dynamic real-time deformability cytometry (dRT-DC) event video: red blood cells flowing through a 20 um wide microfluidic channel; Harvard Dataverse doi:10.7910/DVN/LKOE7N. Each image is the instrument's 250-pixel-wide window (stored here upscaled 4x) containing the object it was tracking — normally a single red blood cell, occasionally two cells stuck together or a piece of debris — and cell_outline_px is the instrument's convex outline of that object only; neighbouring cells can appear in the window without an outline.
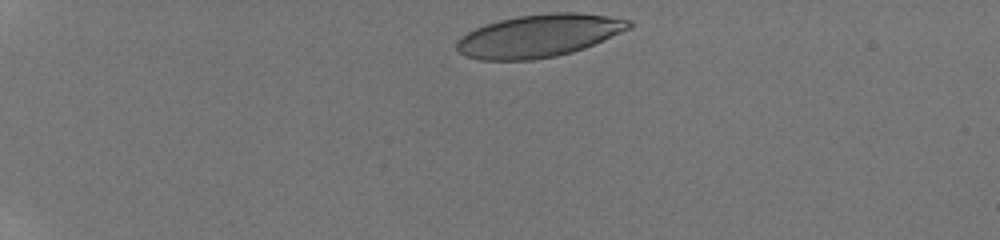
{"species": "human", "species_latin": "Homo sapiens", "temperature_condition": "room temperature", "stored_images_in_passage": 25, "camera_frame_rate_fps": 3000, "um_per_image_px": 0.085, "donor": {"sex": "male"}, "frame": {"image": 1, "passage_image": 1, "time_ms": 0.0, "image_size_px": [1000, 240], "cell_outline_px": [[636, 24], [632, 28], [584, 48], [572, 52], [556, 56], [532, 60], [480, 60], [464, 56], [456, 48], [456, 44], [460, 36], [476, 28], [500, 20], [520, 16], [552, 12], [580, 12], [608, 16], [632, 20]], "centroid_in_image_um": [45.85, 3.04], "position_along_channel_um": 39.1, "area_um2": 42.95}}
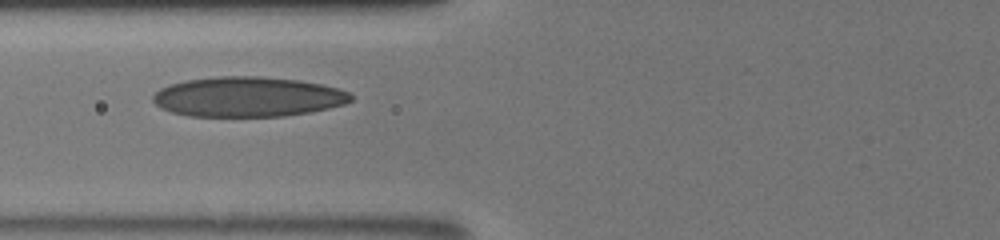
{"frame": {"image": 2, "passage_image": 12, "time_ms": 3.667, "image_size_px": [1000, 240], "cell_outline_px": [[352, 100], [344, 104], [312, 112], [284, 116], [188, 116], [172, 112], [160, 108], [152, 100], [152, 96], [160, 88], [172, 84], [188, 80], [216, 76], [260, 76], [300, 80], [340, 88], [348, 92], [352, 96]], "centroid_in_image_um": [21.07, 8.23], "position_along_channel_um": 104.7, "area_um2": 46.18}}
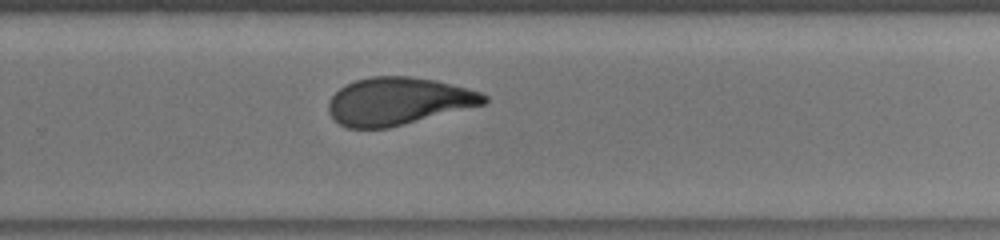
{"frame": {"image": 3, "passage_image": 25, "time_ms": 8.333, "image_size_px": [1000, 240], "cell_outline_px": [[488, 100], [484, 104], [388, 128], [348, 128], [332, 120], [328, 112], [328, 100], [340, 88], [356, 80], [372, 76], [408, 76], [436, 80], [480, 92], [488, 96]], "centroid_in_image_um": [33.81, 8.6], "position_along_channel_um": 296.0, "area_um2": 42.89}}